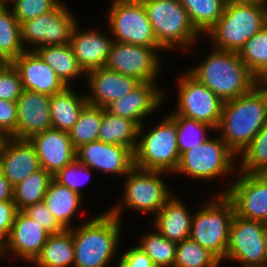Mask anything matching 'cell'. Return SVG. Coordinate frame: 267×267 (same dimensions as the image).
Returning a JSON list of instances; mask_svg holds the SVG:
<instances>
[{
  "label": "cell",
  "instance_id": "46",
  "mask_svg": "<svg viewBox=\"0 0 267 267\" xmlns=\"http://www.w3.org/2000/svg\"><path fill=\"white\" fill-rule=\"evenodd\" d=\"M17 212L13 201H0V242L2 244L8 239Z\"/></svg>",
  "mask_w": 267,
  "mask_h": 267
},
{
  "label": "cell",
  "instance_id": "47",
  "mask_svg": "<svg viewBox=\"0 0 267 267\" xmlns=\"http://www.w3.org/2000/svg\"><path fill=\"white\" fill-rule=\"evenodd\" d=\"M14 186L3 176L0 170V201H13Z\"/></svg>",
  "mask_w": 267,
  "mask_h": 267
},
{
  "label": "cell",
  "instance_id": "42",
  "mask_svg": "<svg viewBox=\"0 0 267 267\" xmlns=\"http://www.w3.org/2000/svg\"><path fill=\"white\" fill-rule=\"evenodd\" d=\"M22 81L12 63L0 67V99L17 101L23 92Z\"/></svg>",
  "mask_w": 267,
  "mask_h": 267
},
{
  "label": "cell",
  "instance_id": "5",
  "mask_svg": "<svg viewBox=\"0 0 267 267\" xmlns=\"http://www.w3.org/2000/svg\"><path fill=\"white\" fill-rule=\"evenodd\" d=\"M141 2L146 9L157 42L164 51L170 52L179 47L177 50L181 48L184 53L201 38L180 0H141Z\"/></svg>",
  "mask_w": 267,
  "mask_h": 267
},
{
  "label": "cell",
  "instance_id": "22",
  "mask_svg": "<svg viewBox=\"0 0 267 267\" xmlns=\"http://www.w3.org/2000/svg\"><path fill=\"white\" fill-rule=\"evenodd\" d=\"M29 141L35 147L40 167L53 176L76 159L77 149L68 132L49 128L34 135Z\"/></svg>",
  "mask_w": 267,
  "mask_h": 267
},
{
  "label": "cell",
  "instance_id": "30",
  "mask_svg": "<svg viewBox=\"0 0 267 267\" xmlns=\"http://www.w3.org/2000/svg\"><path fill=\"white\" fill-rule=\"evenodd\" d=\"M139 127L135 121L118 117L103 108L98 140L126 146L135 152L138 144Z\"/></svg>",
  "mask_w": 267,
  "mask_h": 267
},
{
  "label": "cell",
  "instance_id": "8",
  "mask_svg": "<svg viewBox=\"0 0 267 267\" xmlns=\"http://www.w3.org/2000/svg\"><path fill=\"white\" fill-rule=\"evenodd\" d=\"M164 117L148 131L144 130L146 123L139 127L138 144L134 152L135 167L171 174L175 172L180 160L177 125L168 114Z\"/></svg>",
  "mask_w": 267,
  "mask_h": 267
},
{
  "label": "cell",
  "instance_id": "37",
  "mask_svg": "<svg viewBox=\"0 0 267 267\" xmlns=\"http://www.w3.org/2000/svg\"><path fill=\"white\" fill-rule=\"evenodd\" d=\"M237 157L241 158V161L237 160L238 172L255 174L267 170V124Z\"/></svg>",
  "mask_w": 267,
  "mask_h": 267
},
{
  "label": "cell",
  "instance_id": "45",
  "mask_svg": "<svg viewBox=\"0 0 267 267\" xmlns=\"http://www.w3.org/2000/svg\"><path fill=\"white\" fill-rule=\"evenodd\" d=\"M116 260L117 267H155L152 259L136 245L122 253Z\"/></svg>",
  "mask_w": 267,
  "mask_h": 267
},
{
  "label": "cell",
  "instance_id": "15",
  "mask_svg": "<svg viewBox=\"0 0 267 267\" xmlns=\"http://www.w3.org/2000/svg\"><path fill=\"white\" fill-rule=\"evenodd\" d=\"M234 178L218 194L232 201L236 215L267 224V187L254 174L237 171Z\"/></svg>",
  "mask_w": 267,
  "mask_h": 267
},
{
  "label": "cell",
  "instance_id": "12",
  "mask_svg": "<svg viewBox=\"0 0 267 267\" xmlns=\"http://www.w3.org/2000/svg\"><path fill=\"white\" fill-rule=\"evenodd\" d=\"M267 224L234 215L225 260L242 267H265Z\"/></svg>",
  "mask_w": 267,
  "mask_h": 267
},
{
  "label": "cell",
  "instance_id": "31",
  "mask_svg": "<svg viewBox=\"0 0 267 267\" xmlns=\"http://www.w3.org/2000/svg\"><path fill=\"white\" fill-rule=\"evenodd\" d=\"M24 51L20 23L9 5L0 2V59L12 63Z\"/></svg>",
  "mask_w": 267,
  "mask_h": 267
},
{
  "label": "cell",
  "instance_id": "6",
  "mask_svg": "<svg viewBox=\"0 0 267 267\" xmlns=\"http://www.w3.org/2000/svg\"><path fill=\"white\" fill-rule=\"evenodd\" d=\"M169 174L164 171L145 170L133 167L124 177L123 196L112 205L107 211L116 216L120 221L122 213L127 209L141 214H157L165 205L166 201L174 194L165 180L163 175Z\"/></svg>",
  "mask_w": 267,
  "mask_h": 267
},
{
  "label": "cell",
  "instance_id": "28",
  "mask_svg": "<svg viewBox=\"0 0 267 267\" xmlns=\"http://www.w3.org/2000/svg\"><path fill=\"white\" fill-rule=\"evenodd\" d=\"M57 74L66 87H72V81L85 78L86 73L80 67L70 44L41 46L35 50ZM77 78V79H76Z\"/></svg>",
  "mask_w": 267,
  "mask_h": 267
},
{
  "label": "cell",
  "instance_id": "25",
  "mask_svg": "<svg viewBox=\"0 0 267 267\" xmlns=\"http://www.w3.org/2000/svg\"><path fill=\"white\" fill-rule=\"evenodd\" d=\"M177 196L173 194L151 222L162 236L176 244L189 238L193 218L191 209Z\"/></svg>",
  "mask_w": 267,
  "mask_h": 267
},
{
  "label": "cell",
  "instance_id": "13",
  "mask_svg": "<svg viewBox=\"0 0 267 267\" xmlns=\"http://www.w3.org/2000/svg\"><path fill=\"white\" fill-rule=\"evenodd\" d=\"M177 109L168 116H185L217 128L223 101L188 71L177 81Z\"/></svg>",
  "mask_w": 267,
  "mask_h": 267
},
{
  "label": "cell",
  "instance_id": "18",
  "mask_svg": "<svg viewBox=\"0 0 267 267\" xmlns=\"http://www.w3.org/2000/svg\"><path fill=\"white\" fill-rule=\"evenodd\" d=\"M164 89L158 83H140L125 96L111 102L105 109L110 113L135 121L139 126L163 106ZM155 111V112H154ZM144 120V121H143Z\"/></svg>",
  "mask_w": 267,
  "mask_h": 267
},
{
  "label": "cell",
  "instance_id": "35",
  "mask_svg": "<svg viewBox=\"0 0 267 267\" xmlns=\"http://www.w3.org/2000/svg\"><path fill=\"white\" fill-rule=\"evenodd\" d=\"M153 230L143 234L136 246L152 259L155 267H174L177 244Z\"/></svg>",
  "mask_w": 267,
  "mask_h": 267
},
{
  "label": "cell",
  "instance_id": "51",
  "mask_svg": "<svg viewBox=\"0 0 267 267\" xmlns=\"http://www.w3.org/2000/svg\"><path fill=\"white\" fill-rule=\"evenodd\" d=\"M265 267H267V248H266Z\"/></svg>",
  "mask_w": 267,
  "mask_h": 267
},
{
  "label": "cell",
  "instance_id": "50",
  "mask_svg": "<svg viewBox=\"0 0 267 267\" xmlns=\"http://www.w3.org/2000/svg\"><path fill=\"white\" fill-rule=\"evenodd\" d=\"M3 256V244L0 242V259Z\"/></svg>",
  "mask_w": 267,
  "mask_h": 267
},
{
  "label": "cell",
  "instance_id": "21",
  "mask_svg": "<svg viewBox=\"0 0 267 267\" xmlns=\"http://www.w3.org/2000/svg\"><path fill=\"white\" fill-rule=\"evenodd\" d=\"M12 64L20 75L24 90L52 96L66 88L54 70L34 50H25Z\"/></svg>",
  "mask_w": 267,
  "mask_h": 267
},
{
  "label": "cell",
  "instance_id": "9",
  "mask_svg": "<svg viewBox=\"0 0 267 267\" xmlns=\"http://www.w3.org/2000/svg\"><path fill=\"white\" fill-rule=\"evenodd\" d=\"M237 159L220 137H209L201 146L193 147L180 155L179 164L173 174L190 176L194 180L212 181L227 173L236 174Z\"/></svg>",
  "mask_w": 267,
  "mask_h": 267
},
{
  "label": "cell",
  "instance_id": "32",
  "mask_svg": "<svg viewBox=\"0 0 267 267\" xmlns=\"http://www.w3.org/2000/svg\"><path fill=\"white\" fill-rule=\"evenodd\" d=\"M53 175L43 168L33 172L13 190V202L18 211L43 201Z\"/></svg>",
  "mask_w": 267,
  "mask_h": 267
},
{
  "label": "cell",
  "instance_id": "17",
  "mask_svg": "<svg viewBox=\"0 0 267 267\" xmlns=\"http://www.w3.org/2000/svg\"><path fill=\"white\" fill-rule=\"evenodd\" d=\"M76 159L92 171L125 177L134 167V152L122 145L104 143L100 140L77 148Z\"/></svg>",
  "mask_w": 267,
  "mask_h": 267
},
{
  "label": "cell",
  "instance_id": "2",
  "mask_svg": "<svg viewBox=\"0 0 267 267\" xmlns=\"http://www.w3.org/2000/svg\"><path fill=\"white\" fill-rule=\"evenodd\" d=\"M121 224L116 216L105 211L71 228L73 267H110L121 242Z\"/></svg>",
  "mask_w": 267,
  "mask_h": 267
},
{
  "label": "cell",
  "instance_id": "3",
  "mask_svg": "<svg viewBox=\"0 0 267 267\" xmlns=\"http://www.w3.org/2000/svg\"><path fill=\"white\" fill-rule=\"evenodd\" d=\"M200 64L187 70L223 102L250 91L259 80L242 62L238 52L211 49Z\"/></svg>",
  "mask_w": 267,
  "mask_h": 267
},
{
  "label": "cell",
  "instance_id": "40",
  "mask_svg": "<svg viewBox=\"0 0 267 267\" xmlns=\"http://www.w3.org/2000/svg\"><path fill=\"white\" fill-rule=\"evenodd\" d=\"M61 0H10L13 15L21 24L52 10Z\"/></svg>",
  "mask_w": 267,
  "mask_h": 267
},
{
  "label": "cell",
  "instance_id": "36",
  "mask_svg": "<svg viewBox=\"0 0 267 267\" xmlns=\"http://www.w3.org/2000/svg\"><path fill=\"white\" fill-rule=\"evenodd\" d=\"M103 117V108L87 104L81 111L77 122L68 132L73 146L98 140V134Z\"/></svg>",
  "mask_w": 267,
  "mask_h": 267
},
{
  "label": "cell",
  "instance_id": "23",
  "mask_svg": "<svg viewBox=\"0 0 267 267\" xmlns=\"http://www.w3.org/2000/svg\"><path fill=\"white\" fill-rule=\"evenodd\" d=\"M85 77L89 88V92L85 94L88 104L102 108L125 96L141 83L135 78L105 67L90 70L86 72Z\"/></svg>",
  "mask_w": 267,
  "mask_h": 267
},
{
  "label": "cell",
  "instance_id": "34",
  "mask_svg": "<svg viewBox=\"0 0 267 267\" xmlns=\"http://www.w3.org/2000/svg\"><path fill=\"white\" fill-rule=\"evenodd\" d=\"M195 29L203 36L223 15L225 0H180Z\"/></svg>",
  "mask_w": 267,
  "mask_h": 267
},
{
  "label": "cell",
  "instance_id": "7",
  "mask_svg": "<svg viewBox=\"0 0 267 267\" xmlns=\"http://www.w3.org/2000/svg\"><path fill=\"white\" fill-rule=\"evenodd\" d=\"M212 199L203 201L199 211H194L189 238L222 263L226 257L235 211L232 201L225 194H215Z\"/></svg>",
  "mask_w": 267,
  "mask_h": 267
},
{
  "label": "cell",
  "instance_id": "11",
  "mask_svg": "<svg viewBox=\"0 0 267 267\" xmlns=\"http://www.w3.org/2000/svg\"><path fill=\"white\" fill-rule=\"evenodd\" d=\"M62 2L39 17L20 24L21 41L25 50L35 51L41 46L69 43L78 22L72 15L73 12L67 8V4Z\"/></svg>",
  "mask_w": 267,
  "mask_h": 267
},
{
  "label": "cell",
  "instance_id": "48",
  "mask_svg": "<svg viewBox=\"0 0 267 267\" xmlns=\"http://www.w3.org/2000/svg\"><path fill=\"white\" fill-rule=\"evenodd\" d=\"M267 187V170L254 174Z\"/></svg>",
  "mask_w": 267,
  "mask_h": 267
},
{
  "label": "cell",
  "instance_id": "38",
  "mask_svg": "<svg viewBox=\"0 0 267 267\" xmlns=\"http://www.w3.org/2000/svg\"><path fill=\"white\" fill-rule=\"evenodd\" d=\"M177 125V143L180 155L196 146H201L215 129L204 122L185 116H169ZM208 134V135H207Z\"/></svg>",
  "mask_w": 267,
  "mask_h": 267
},
{
  "label": "cell",
  "instance_id": "33",
  "mask_svg": "<svg viewBox=\"0 0 267 267\" xmlns=\"http://www.w3.org/2000/svg\"><path fill=\"white\" fill-rule=\"evenodd\" d=\"M238 54L259 82H267V24L245 43Z\"/></svg>",
  "mask_w": 267,
  "mask_h": 267
},
{
  "label": "cell",
  "instance_id": "1",
  "mask_svg": "<svg viewBox=\"0 0 267 267\" xmlns=\"http://www.w3.org/2000/svg\"><path fill=\"white\" fill-rule=\"evenodd\" d=\"M267 124V82H259L245 94L223 102L215 129L238 156Z\"/></svg>",
  "mask_w": 267,
  "mask_h": 267
},
{
  "label": "cell",
  "instance_id": "4",
  "mask_svg": "<svg viewBox=\"0 0 267 267\" xmlns=\"http://www.w3.org/2000/svg\"><path fill=\"white\" fill-rule=\"evenodd\" d=\"M266 24L264 3H226L223 15L203 37L214 49L238 52Z\"/></svg>",
  "mask_w": 267,
  "mask_h": 267
},
{
  "label": "cell",
  "instance_id": "14",
  "mask_svg": "<svg viewBox=\"0 0 267 267\" xmlns=\"http://www.w3.org/2000/svg\"><path fill=\"white\" fill-rule=\"evenodd\" d=\"M160 51L164 50L114 41L105 68L141 83H157L163 65Z\"/></svg>",
  "mask_w": 267,
  "mask_h": 267
},
{
  "label": "cell",
  "instance_id": "53",
  "mask_svg": "<svg viewBox=\"0 0 267 267\" xmlns=\"http://www.w3.org/2000/svg\"><path fill=\"white\" fill-rule=\"evenodd\" d=\"M4 64V62L0 59V67Z\"/></svg>",
  "mask_w": 267,
  "mask_h": 267
},
{
  "label": "cell",
  "instance_id": "41",
  "mask_svg": "<svg viewBox=\"0 0 267 267\" xmlns=\"http://www.w3.org/2000/svg\"><path fill=\"white\" fill-rule=\"evenodd\" d=\"M91 170L92 169L75 159L71 163L67 164L63 169L59 170L53 178L61 185L67 186L69 189L83 196L81 191L83 190L82 185L90 179L92 174Z\"/></svg>",
  "mask_w": 267,
  "mask_h": 267
},
{
  "label": "cell",
  "instance_id": "20",
  "mask_svg": "<svg viewBox=\"0 0 267 267\" xmlns=\"http://www.w3.org/2000/svg\"><path fill=\"white\" fill-rule=\"evenodd\" d=\"M50 100L49 95L23 90L17 100L16 132L11 137L29 140L52 128Z\"/></svg>",
  "mask_w": 267,
  "mask_h": 267
},
{
  "label": "cell",
  "instance_id": "39",
  "mask_svg": "<svg viewBox=\"0 0 267 267\" xmlns=\"http://www.w3.org/2000/svg\"><path fill=\"white\" fill-rule=\"evenodd\" d=\"M222 263L191 238L177 243L174 267H220Z\"/></svg>",
  "mask_w": 267,
  "mask_h": 267
},
{
  "label": "cell",
  "instance_id": "16",
  "mask_svg": "<svg viewBox=\"0 0 267 267\" xmlns=\"http://www.w3.org/2000/svg\"><path fill=\"white\" fill-rule=\"evenodd\" d=\"M50 233L23 211L16 213L8 239L3 243L2 260L7 257L22 259L28 264L36 259ZM11 256V257H10Z\"/></svg>",
  "mask_w": 267,
  "mask_h": 267
},
{
  "label": "cell",
  "instance_id": "44",
  "mask_svg": "<svg viewBox=\"0 0 267 267\" xmlns=\"http://www.w3.org/2000/svg\"><path fill=\"white\" fill-rule=\"evenodd\" d=\"M17 101L0 99V138L11 137L16 132Z\"/></svg>",
  "mask_w": 267,
  "mask_h": 267
},
{
  "label": "cell",
  "instance_id": "49",
  "mask_svg": "<svg viewBox=\"0 0 267 267\" xmlns=\"http://www.w3.org/2000/svg\"><path fill=\"white\" fill-rule=\"evenodd\" d=\"M226 3H264V0H225Z\"/></svg>",
  "mask_w": 267,
  "mask_h": 267
},
{
  "label": "cell",
  "instance_id": "29",
  "mask_svg": "<svg viewBox=\"0 0 267 267\" xmlns=\"http://www.w3.org/2000/svg\"><path fill=\"white\" fill-rule=\"evenodd\" d=\"M32 264L35 267H73L74 241L71 229L50 234Z\"/></svg>",
  "mask_w": 267,
  "mask_h": 267
},
{
  "label": "cell",
  "instance_id": "10",
  "mask_svg": "<svg viewBox=\"0 0 267 267\" xmlns=\"http://www.w3.org/2000/svg\"><path fill=\"white\" fill-rule=\"evenodd\" d=\"M110 7L107 25L115 42L161 48L141 0H113Z\"/></svg>",
  "mask_w": 267,
  "mask_h": 267
},
{
  "label": "cell",
  "instance_id": "52",
  "mask_svg": "<svg viewBox=\"0 0 267 267\" xmlns=\"http://www.w3.org/2000/svg\"><path fill=\"white\" fill-rule=\"evenodd\" d=\"M10 0H0L1 3H8Z\"/></svg>",
  "mask_w": 267,
  "mask_h": 267
},
{
  "label": "cell",
  "instance_id": "43",
  "mask_svg": "<svg viewBox=\"0 0 267 267\" xmlns=\"http://www.w3.org/2000/svg\"><path fill=\"white\" fill-rule=\"evenodd\" d=\"M23 212L38 222V224L50 234L59 233L64 230V228L57 222L54 215L47 209L43 201L25 208Z\"/></svg>",
  "mask_w": 267,
  "mask_h": 267
},
{
  "label": "cell",
  "instance_id": "24",
  "mask_svg": "<svg viewBox=\"0 0 267 267\" xmlns=\"http://www.w3.org/2000/svg\"><path fill=\"white\" fill-rule=\"evenodd\" d=\"M79 21L74 27L69 44L80 67L86 73L106 65L111 46L112 35L105 34L100 29L88 28L80 30Z\"/></svg>",
  "mask_w": 267,
  "mask_h": 267
},
{
  "label": "cell",
  "instance_id": "19",
  "mask_svg": "<svg viewBox=\"0 0 267 267\" xmlns=\"http://www.w3.org/2000/svg\"><path fill=\"white\" fill-rule=\"evenodd\" d=\"M40 168L35 147L29 140L0 139V170L13 186Z\"/></svg>",
  "mask_w": 267,
  "mask_h": 267
},
{
  "label": "cell",
  "instance_id": "26",
  "mask_svg": "<svg viewBox=\"0 0 267 267\" xmlns=\"http://www.w3.org/2000/svg\"><path fill=\"white\" fill-rule=\"evenodd\" d=\"M83 196L61 185L54 178L49 184L43 202L64 229H71L75 215L78 214ZM72 220V221H71Z\"/></svg>",
  "mask_w": 267,
  "mask_h": 267
},
{
  "label": "cell",
  "instance_id": "27",
  "mask_svg": "<svg viewBox=\"0 0 267 267\" xmlns=\"http://www.w3.org/2000/svg\"><path fill=\"white\" fill-rule=\"evenodd\" d=\"M72 87L51 96L50 112L52 128L69 132L77 122L82 109L88 104L84 93L81 95Z\"/></svg>",
  "mask_w": 267,
  "mask_h": 267
}]
</instances>
